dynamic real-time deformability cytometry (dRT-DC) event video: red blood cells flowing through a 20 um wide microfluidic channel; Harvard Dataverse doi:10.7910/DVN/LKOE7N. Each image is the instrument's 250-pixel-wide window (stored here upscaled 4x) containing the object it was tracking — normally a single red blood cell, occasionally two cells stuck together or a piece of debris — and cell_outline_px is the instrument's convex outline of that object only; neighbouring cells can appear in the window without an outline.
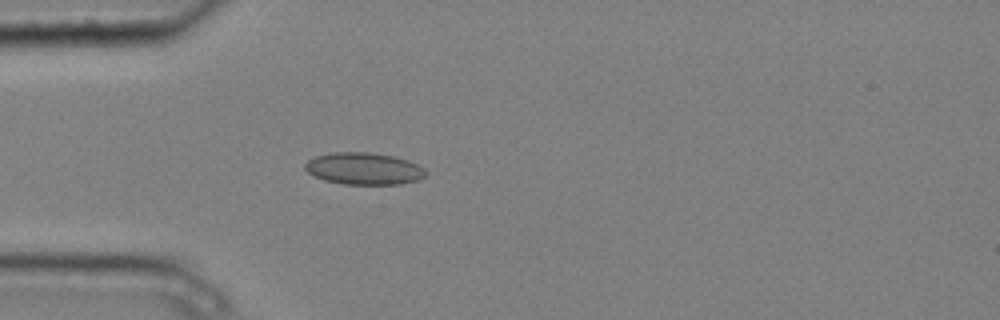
{"species": "common noctule bat (a hibernating species)", "species_latin": "Nyctalus noctula", "temperature_condition": "cold", "stored_images_in_passage": 4, "camera_frame_rate_fps": 3000, "um_per_image_px": 0.085, "animal": {"sex": "male", "body_mass_g": 20.4}, "frame": {"image": 1, "passage_image": 4, "time_ms": 1.0, "image_size_px": [1000, 320], "cell_outline_px": [[424, 176], [420, 180], [400, 184], [344, 184], [324, 180], [308, 172], [304, 168], [304, 164], [308, 160], [316, 156], [332, 152], [368, 152], [392, 156], [416, 164], [424, 168]], "centroid_in_image_um": [30.9, 14.34], "position_along_channel_um": 54.1, "area_um2": 22.25}}